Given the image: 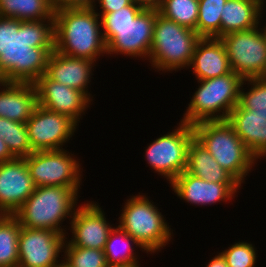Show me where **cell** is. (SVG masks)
<instances>
[{
    "instance_id": "23",
    "label": "cell",
    "mask_w": 266,
    "mask_h": 267,
    "mask_svg": "<svg viewBox=\"0 0 266 267\" xmlns=\"http://www.w3.org/2000/svg\"><path fill=\"white\" fill-rule=\"evenodd\" d=\"M186 171L208 182L239 183L195 138L188 147Z\"/></svg>"
},
{
    "instance_id": "12",
    "label": "cell",
    "mask_w": 266,
    "mask_h": 267,
    "mask_svg": "<svg viewBox=\"0 0 266 267\" xmlns=\"http://www.w3.org/2000/svg\"><path fill=\"white\" fill-rule=\"evenodd\" d=\"M259 27L220 37L231 71L243 80L266 77V38Z\"/></svg>"
},
{
    "instance_id": "1",
    "label": "cell",
    "mask_w": 266,
    "mask_h": 267,
    "mask_svg": "<svg viewBox=\"0 0 266 267\" xmlns=\"http://www.w3.org/2000/svg\"><path fill=\"white\" fill-rule=\"evenodd\" d=\"M43 40L55 51L96 62L107 55L101 18L94 8H57Z\"/></svg>"
},
{
    "instance_id": "39",
    "label": "cell",
    "mask_w": 266,
    "mask_h": 267,
    "mask_svg": "<svg viewBox=\"0 0 266 267\" xmlns=\"http://www.w3.org/2000/svg\"><path fill=\"white\" fill-rule=\"evenodd\" d=\"M11 60L10 57H0V70Z\"/></svg>"
},
{
    "instance_id": "14",
    "label": "cell",
    "mask_w": 266,
    "mask_h": 267,
    "mask_svg": "<svg viewBox=\"0 0 266 267\" xmlns=\"http://www.w3.org/2000/svg\"><path fill=\"white\" fill-rule=\"evenodd\" d=\"M158 10L143 9L124 26L102 27L107 55H125L148 60Z\"/></svg>"
},
{
    "instance_id": "25",
    "label": "cell",
    "mask_w": 266,
    "mask_h": 267,
    "mask_svg": "<svg viewBox=\"0 0 266 267\" xmlns=\"http://www.w3.org/2000/svg\"><path fill=\"white\" fill-rule=\"evenodd\" d=\"M21 225L14 215L0 219V267H18V238Z\"/></svg>"
},
{
    "instance_id": "2",
    "label": "cell",
    "mask_w": 266,
    "mask_h": 267,
    "mask_svg": "<svg viewBox=\"0 0 266 267\" xmlns=\"http://www.w3.org/2000/svg\"><path fill=\"white\" fill-rule=\"evenodd\" d=\"M78 197L79 193L71 187H36L14 216L21 227L48 229L68 236L62 224L65 219H72L79 206Z\"/></svg>"
},
{
    "instance_id": "32",
    "label": "cell",
    "mask_w": 266,
    "mask_h": 267,
    "mask_svg": "<svg viewBox=\"0 0 266 267\" xmlns=\"http://www.w3.org/2000/svg\"><path fill=\"white\" fill-rule=\"evenodd\" d=\"M143 10L142 7L131 3L119 11L111 13H97L101 18V27L124 26L133 21Z\"/></svg>"
},
{
    "instance_id": "8",
    "label": "cell",
    "mask_w": 266,
    "mask_h": 267,
    "mask_svg": "<svg viewBox=\"0 0 266 267\" xmlns=\"http://www.w3.org/2000/svg\"><path fill=\"white\" fill-rule=\"evenodd\" d=\"M51 80L83 92L91 101L87 89L96 62L70 57L53 50L43 39L27 43L21 49Z\"/></svg>"
},
{
    "instance_id": "10",
    "label": "cell",
    "mask_w": 266,
    "mask_h": 267,
    "mask_svg": "<svg viewBox=\"0 0 266 267\" xmlns=\"http://www.w3.org/2000/svg\"><path fill=\"white\" fill-rule=\"evenodd\" d=\"M194 138L193 125L180 121L175 129L156 138L145 150L146 162L170 184L187 167L188 147Z\"/></svg>"
},
{
    "instance_id": "41",
    "label": "cell",
    "mask_w": 266,
    "mask_h": 267,
    "mask_svg": "<svg viewBox=\"0 0 266 267\" xmlns=\"http://www.w3.org/2000/svg\"><path fill=\"white\" fill-rule=\"evenodd\" d=\"M0 57H9V56L0 48Z\"/></svg>"
},
{
    "instance_id": "37",
    "label": "cell",
    "mask_w": 266,
    "mask_h": 267,
    "mask_svg": "<svg viewBox=\"0 0 266 267\" xmlns=\"http://www.w3.org/2000/svg\"><path fill=\"white\" fill-rule=\"evenodd\" d=\"M14 159L15 157L11 154L7 145L5 144L3 139L0 138V163L8 162Z\"/></svg>"
},
{
    "instance_id": "36",
    "label": "cell",
    "mask_w": 266,
    "mask_h": 267,
    "mask_svg": "<svg viewBox=\"0 0 266 267\" xmlns=\"http://www.w3.org/2000/svg\"><path fill=\"white\" fill-rule=\"evenodd\" d=\"M132 3L139 5L143 9L158 10L162 0H131Z\"/></svg>"
},
{
    "instance_id": "18",
    "label": "cell",
    "mask_w": 266,
    "mask_h": 267,
    "mask_svg": "<svg viewBox=\"0 0 266 267\" xmlns=\"http://www.w3.org/2000/svg\"><path fill=\"white\" fill-rule=\"evenodd\" d=\"M35 188L24 158L0 163V212L2 214L14 215Z\"/></svg>"
},
{
    "instance_id": "43",
    "label": "cell",
    "mask_w": 266,
    "mask_h": 267,
    "mask_svg": "<svg viewBox=\"0 0 266 267\" xmlns=\"http://www.w3.org/2000/svg\"><path fill=\"white\" fill-rule=\"evenodd\" d=\"M3 216H4V214H2V213L0 212V219H1Z\"/></svg>"
},
{
    "instance_id": "20",
    "label": "cell",
    "mask_w": 266,
    "mask_h": 267,
    "mask_svg": "<svg viewBox=\"0 0 266 267\" xmlns=\"http://www.w3.org/2000/svg\"><path fill=\"white\" fill-rule=\"evenodd\" d=\"M196 80H207L231 72L228 55L220 38L201 37L197 42L191 63Z\"/></svg>"
},
{
    "instance_id": "17",
    "label": "cell",
    "mask_w": 266,
    "mask_h": 267,
    "mask_svg": "<svg viewBox=\"0 0 266 267\" xmlns=\"http://www.w3.org/2000/svg\"><path fill=\"white\" fill-rule=\"evenodd\" d=\"M105 212L99 203L89 201L80 204L74 212L69 228L71 240L66 238L64 247H84L103 250L111 230L114 228L106 220Z\"/></svg>"
},
{
    "instance_id": "40",
    "label": "cell",
    "mask_w": 266,
    "mask_h": 267,
    "mask_svg": "<svg viewBox=\"0 0 266 267\" xmlns=\"http://www.w3.org/2000/svg\"><path fill=\"white\" fill-rule=\"evenodd\" d=\"M107 267H140V263H132L127 265H116V266H107Z\"/></svg>"
},
{
    "instance_id": "24",
    "label": "cell",
    "mask_w": 266,
    "mask_h": 267,
    "mask_svg": "<svg viewBox=\"0 0 266 267\" xmlns=\"http://www.w3.org/2000/svg\"><path fill=\"white\" fill-rule=\"evenodd\" d=\"M134 245V247H133ZM145 250L140 244L128 235L119 225L114 227L108 237L104 247V254L108 266L127 265L139 263V256L135 253L136 249Z\"/></svg>"
},
{
    "instance_id": "28",
    "label": "cell",
    "mask_w": 266,
    "mask_h": 267,
    "mask_svg": "<svg viewBox=\"0 0 266 267\" xmlns=\"http://www.w3.org/2000/svg\"><path fill=\"white\" fill-rule=\"evenodd\" d=\"M158 13L197 32L199 0H162Z\"/></svg>"
},
{
    "instance_id": "9",
    "label": "cell",
    "mask_w": 266,
    "mask_h": 267,
    "mask_svg": "<svg viewBox=\"0 0 266 267\" xmlns=\"http://www.w3.org/2000/svg\"><path fill=\"white\" fill-rule=\"evenodd\" d=\"M13 60L26 72L37 89L38 105L67 115L77 124L85 116L91 100L81 91L51 80L21 49Z\"/></svg>"
},
{
    "instance_id": "33",
    "label": "cell",
    "mask_w": 266,
    "mask_h": 267,
    "mask_svg": "<svg viewBox=\"0 0 266 267\" xmlns=\"http://www.w3.org/2000/svg\"><path fill=\"white\" fill-rule=\"evenodd\" d=\"M99 3V5H96ZM132 3L131 0H96L93 8L98 11L97 6L101 9L96 13H111L119 11L121 8L126 7Z\"/></svg>"
},
{
    "instance_id": "11",
    "label": "cell",
    "mask_w": 266,
    "mask_h": 267,
    "mask_svg": "<svg viewBox=\"0 0 266 267\" xmlns=\"http://www.w3.org/2000/svg\"><path fill=\"white\" fill-rule=\"evenodd\" d=\"M24 159L36 187H71L79 193L83 169L74 153L65 149L33 151Z\"/></svg>"
},
{
    "instance_id": "7",
    "label": "cell",
    "mask_w": 266,
    "mask_h": 267,
    "mask_svg": "<svg viewBox=\"0 0 266 267\" xmlns=\"http://www.w3.org/2000/svg\"><path fill=\"white\" fill-rule=\"evenodd\" d=\"M201 37L195 30L157 13L149 63L157 72L189 69L197 42Z\"/></svg>"
},
{
    "instance_id": "29",
    "label": "cell",
    "mask_w": 266,
    "mask_h": 267,
    "mask_svg": "<svg viewBox=\"0 0 266 267\" xmlns=\"http://www.w3.org/2000/svg\"><path fill=\"white\" fill-rule=\"evenodd\" d=\"M246 84L250 87L247 92L243 88ZM238 105L266 119V77L243 80Z\"/></svg>"
},
{
    "instance_id": "13",
    "label": "cell",
    "mask_w": 266,
    "mask_h": 267,
    "mask_svg": "<svg viewBox=\"0 0 266 267\" xmlns=\"http://www.w3.org/2000/svg\"><path fill=\"white\" fill-rule=\"evenodd\" d=\"M0 86V117L26 123L38 105L34 82L11 60L0 70Z\"/></svg>"
},
{
    "instance_id": "16",
    "label": "cell",
    "mask_w": 266,
    "mask_h": 267,
    "mask_svg": "<svg viewBox=\"0 0 266 267\" xmlns=\"http://www.w3.org/2000/svg\"><path fill=\"white\" fill-rule=\"evenodd\" d=\"M66 236L48 229L21 227L18 238V267H63L59 259Z\"/></svg>"
},
{
    "instance_id": "3",
    "label": "cell",
    "mask_w": 266,
    "mask_h": 267,
    "mask_svg": "<svg viewBox=\"0 0 266 267\" xmlns=\"http://www.w3.org/2000/svg\"><path fill=\"white\" fill-rule=\"evenodd\" d=\"M194 138L205 147L217 163L241 185L254 170L257 158L227 121H203L193 125Z\"/></svg>"
},
{
    "instance_id": "35",
    "label": "cell",
    "mask_w": 266,
    "mask_h": 267,
    "mask_svg": "<svg viewBox=\"0 0 266 267\" xmlns=\"http://www.w3.org/2000/svg\"><path fill=\"white\" fill-rule=\"evenodd\" d=\"M0 48L13 60L15 54L20 50L4 33L0 26Z\"/></svg>"
},
{
    "instance_id": "30",
    "label": "cell",
    "mask_w": 266,
    "mask_h": 267,
    "mask_svg": "<svg viewBox=\"0 0 266 267\" xmlns=\"http://www.w3.org/2000/svg\"><path fill=\"white\" fill-rule=\"evenodd\" d=\"M63 267H107L104 250L64 247Z\"/></svg>"
},
{
    "instance_id": "5",
    "label": "cell",
    "mask_w": 266,
    "mask_h": 267,
    "mask_svg": "<svg viewBox=\"0 0 266 267\" xmlns=\"http://www.w3.org/2000/svg\"><path fill=\"white\" fill-rule=\"evenodd\" d=\"M132 195L124 203L119 226L148 254L160 252L173 239V229L146 194ZM166 221V222H165Z\"/></svg>"
},
{
    "instance_id": "6",
    "label": "cell",
    "mask_w": 266,
    "mask_h": 267,
    "mask_svg": "<svg viewBox=\"0 0 266 267\" xmlns=\"http://www.w3.org/2000/svg\"><path fill=\"white\" fill-rule=\"evenodd\" d=\"M198 88L180 120L190 125L203 121H227L238 104L243 79L230 73L207 80H197Z\"/></svg>"
},
{
    "instance_id": "26",
    "label": "cell",
    "mask_w": 266,
    "mask_h": 267,
    "mask_svg": "<svg viewBox=\"0 0 266 267\" xmlns=\"http://www.w3.org/2000/svg\"><path fill=\"white\" fill-rule=\"evenodd\" d=\"M0 138L15 158L28 157L31 149L26 123L0 117Z\"/></svg>"
},
{
    "instance_id": "27",
    "label": "cell",
    "mask_w": 266,
    "mask_h": 267,
    "mask_svg": "<svg viewBox=\"0 0 266 267\" xmlns=\"http://www.w3.org/2000/svg\"><path fill=\"white\" fill-rule=\"evenodd\" d=\"M227 0H199L197 34L200 37H221V16Z\"/></svg>"
},
{
    "instance_id": "22",
    "label": "cell",
    "mask_w": 266,
    "mask_h": 267,
    "mask_svg": "<svg viewBox=\"0 0 266 267\" xmlns=\"http://www.w3.org/2000/svg\"><path fill=\"white\" fill-rule=\"evenodd\" d=\"M263 8V0H227L221 16V37L261 25Z\"/></svg>"
},
{
    "instance_id": "21",
    "label": "cell",
    "mask_w": 266,
    "mask_h": 267,
    "mask_svg": "<svg viewBox=\"0 0 266 267\" xmlns=\"http://www.w3.org/2000/svg\"><path fill=\"white\" fill-rule=\"evenodd\" d=\"M227 122L257 160L264 158L266 155L265 118L237 104L231 110Z\"/></svg>"
},
{
    "instance_id": "42",
    "label": "cell",
    "mask_w": 266,
    "mask_h": 267,
    "mask_svg": "<svg viewBox=\"0 0 266 267\" xmlns=\"http://www.w3.org/2000/svg\"><path fill=\"white\" fill-rule=\"evenodd\" d=\"M261 29H262V31L264 33L265 38H266V25H264L263 28H261Z\"/></svg>"
},
{
    "instance_id": "38",
    "label": "cell",
    "mask_w": 266,
    "mask_h": 267,
    "mask_svg": "<svg viewBox=\"0 0 266 267\" xmlns=\"http://www.w3.org/2000/svg\"><path fill=\"white\" fill-rule=\"evenodd\" d=\"M206 267H229L220 252H218L212 259L209 260Z\"/></svg>"
},
{
    "instance_id": "15",
    "label": "cell",
    "mask_w": 266,
    "mask_h": 267,
    "mask_svg": "<svg viewBox=\"0 0 266 267\" xmlns=\"http://www.w3.org/2000/svg\"><path fill=\"white\" fill-rule=\"evenodd\" d=\"M74 120L37 105L27 120L28 139L33 151L62 150L77 131Z\"/></svg>"
},
{
    "instance_id": "4",
    "label": "cell",
    "mask_w": 266,
    "mask_h": 267,
    "mask_svg": "<svg viewBox=\"0 0 266 267\" xmlns=\"http://www.w3.org/2000/svg\"><path fill=\"white\" fill-rule=\"evenodd\" d=\"M54 12L52 0H0V26L5 35L22 49L50 32Z\"/></svg>"
},
{
    "instance_id": "31",
    "label": "cell",
    "mask_w": 266,
    "mask_h": 267,
    "mask_svg": "<svg viewBox=\"0 0 266 267\" xmlns=\"http://www.w3.org/2000/svg\"><path fill=\"white\" fill-rule=\"evenodd\" d=\"M251 242H235L220 252L229 267H255L257 252Z\"/></svg>"
},
{
    "instance_id": "19",
    "label": "cell",
    "mask_w": 266,
    "mask_h": 267,
    "mask_svg": "<svg viewBox=\"0 0 266 267\" xmlns=\"http://www.w3.org/2000/svg\"><path fill=\"white\" fill-rule=\"evenodd\" d=\"M169 185L177 197L195 206H207L220 201L231 202L242 187L240 183L208 182L186 170Z\"/></svg>"
},
{
    "instance_id": "34",
    "label": "cell",
    "mask_w": 266,
    "mask_h": 267,
    "mask_svg": "<svg viewBox=\"0 0 266 267\" xmlns=\"http://www.w3.org/2000/svg\"><path fill=\"white\" fill-rule=\"evenodd\" d=\"M54 8H93L96 0H52Z\"/></svg>"
}]
</instances>
